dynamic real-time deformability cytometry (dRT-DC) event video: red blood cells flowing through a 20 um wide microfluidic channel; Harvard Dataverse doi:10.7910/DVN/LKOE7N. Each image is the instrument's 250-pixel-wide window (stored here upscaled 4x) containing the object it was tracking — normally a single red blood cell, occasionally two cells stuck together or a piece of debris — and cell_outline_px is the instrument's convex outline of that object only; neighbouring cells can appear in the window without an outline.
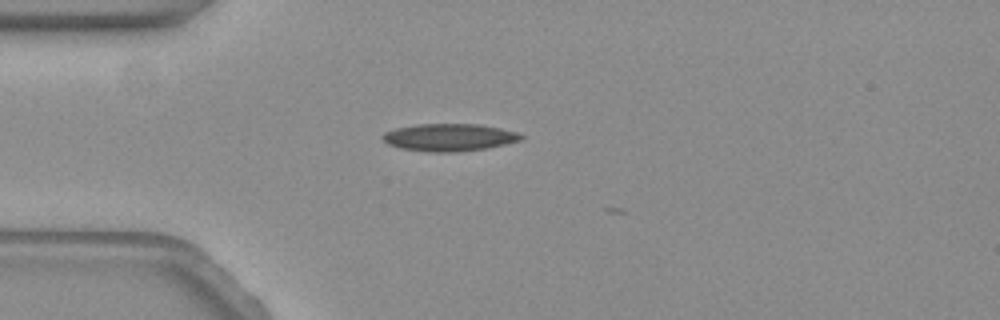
{"species": "common noctule bat (a hibernating species)", "species_latin": "Nyctalus noctula", "temperature_condition": "warm", "stored_images_in_passage": 2, "camera_frame_rate_fps": 3000, "um_per_image_px": 0.085, "animal": {"sex": "female", "body_mass_g": 19.3, "forearm_length_mm": 54.1}, "frame": {"image": 1, "passage_image": 1, "time_ms": 0.0, "image_size_px": [1000, 320], "cell_outline_px": [[524, 140], [488, 148], [456, 152], [428, 152], [400, 148], [388, 144], [380, 136], [384, 132], [396, 128], [416, 124], [480, 124], [500, 128], [516, 132], [524, 136]], "centroid_in_image_um": [38.2, 11.68], "position_along_channel_um": 46.8, "area_um2": 22.31}}